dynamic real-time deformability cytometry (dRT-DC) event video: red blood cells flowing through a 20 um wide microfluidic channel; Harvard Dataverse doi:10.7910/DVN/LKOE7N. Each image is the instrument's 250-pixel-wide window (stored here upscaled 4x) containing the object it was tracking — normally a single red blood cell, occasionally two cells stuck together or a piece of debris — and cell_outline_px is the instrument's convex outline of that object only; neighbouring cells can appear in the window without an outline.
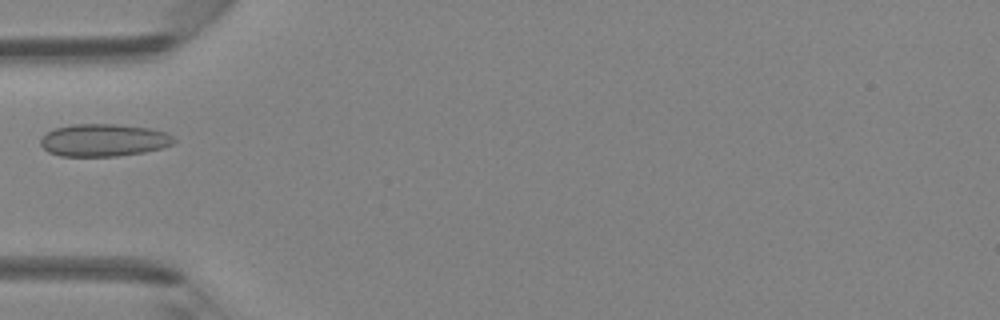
{"species": "Egyptian fruit bat (a non-hibernating species)", "species_latin": "Rousettus aegyptiacus", "temperature_condition": "room temperature", "stored_images_in_passage": 1, "camera_frame_rate_fps": 3000, "um_per_image_px": 0.085, "animal": {"sex": "female"}, "frame": {"image": 1, "passage_image": 1, "time_ms": 0.0, "image_size_px": [1000, 320], "cell_outline_px": [[176, 140], [172, 144], [160, 148], [144, 152], [116, 156], [60, 156], [48, 152], [40, 144], [40, 140], [48, 132], [56, 128], [72, 124], [116, 124], [148, 128], [168, 132]], "centroid_in_image_um": [8.82, 11.91], "position_along_channel_um": 76.2, "area_um2": 25.14}}